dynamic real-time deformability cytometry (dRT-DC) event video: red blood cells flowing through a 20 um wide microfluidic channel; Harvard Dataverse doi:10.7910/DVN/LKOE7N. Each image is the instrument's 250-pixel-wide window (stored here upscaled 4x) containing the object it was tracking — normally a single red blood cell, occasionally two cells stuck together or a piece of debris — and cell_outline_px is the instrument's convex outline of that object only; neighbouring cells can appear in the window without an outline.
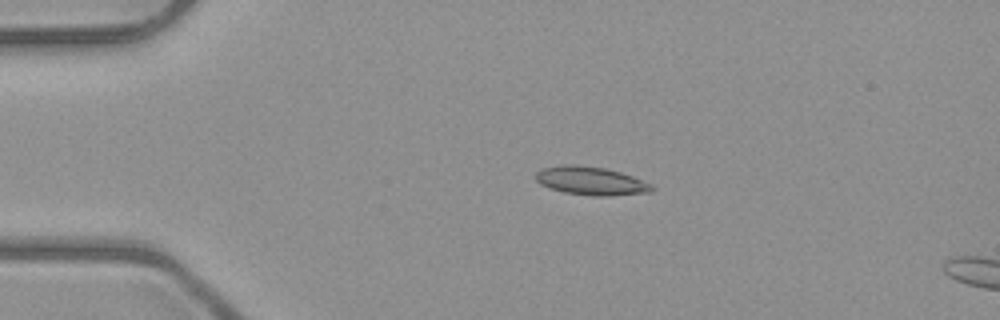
{"species": "common noctule bat (a hibernating species)", "species_latin": "Nyctalus noctula", "temperature_condition": "room temperature", "stored_images_in_passage": 5, "camera_frame_rate_fps": 3000, "um_per_image_px": 0.085, "animal": {"sex": "male", "body_mass_g": 23.1, "forearm_length_mm": 52.7}, "frame": {"image": 1, "passage_image": 4, "time_ms": 3.667, "image_size_px": [1000, 320], "cell_outline_px": [[656, 188], [652, 192], [608, 196], [592, 196], [564, 192], [540, 184], [532, 176], [536, 172], [544, 168], [564, 164], [576, 164], [604, 168], [620, 172], [632, 176], [652, 184]], "centroid_in_image_um": [50.23, 15.37], "position_along_channel_um": 34.8, "area_um2": 19.31}}